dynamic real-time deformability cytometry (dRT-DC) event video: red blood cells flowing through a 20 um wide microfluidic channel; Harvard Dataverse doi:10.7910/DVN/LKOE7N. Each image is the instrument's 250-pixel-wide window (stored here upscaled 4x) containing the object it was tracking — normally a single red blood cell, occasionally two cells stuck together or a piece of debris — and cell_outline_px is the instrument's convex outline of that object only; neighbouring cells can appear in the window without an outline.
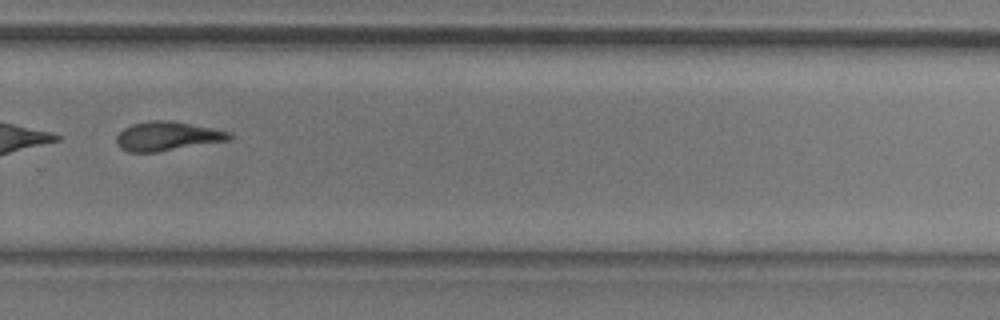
{"species": "common noctule bat (a hibernating species)", "species_latin": "Nyctalus noctula", "temperature_condition": "room temperature", "stored_images_in_passage": 31, "camera_frame_rate_fps": 3000, "um_per_image_px": 0.085, "animal": {"sex": "male", "body_mass_g": 20.5, "forearm_length_mm": 52.5}, "frame": {"image": 1, "passage_image": 22, "time_ms": 7.0, "image_size_px": [1000, 320], "cell_outline_px": [[232, 140], [156, 152], [128, 152], [120, 148], [116, 144], [116, 136], [124, 128], [132, 124], [148, 120], [168, 120], [212, 128], [228, 132], [232, 136]], "centroid_in_image_um": [14.19, 11.58], "position_along_channel_um": 315.6, "area_um2": 19.13}, "authors_computed_cell_mechanics": {"area_um2": 19.1318, "velocity_mm_per_s": 3.7865, "shape_relaxation_time_tau1_ms": 1.5175, "shape_relaxation_time_tau2_ms": 3.0448, "deformation_change_tau1": 0.2507, "deformation_change_tau2": 0.1122}}